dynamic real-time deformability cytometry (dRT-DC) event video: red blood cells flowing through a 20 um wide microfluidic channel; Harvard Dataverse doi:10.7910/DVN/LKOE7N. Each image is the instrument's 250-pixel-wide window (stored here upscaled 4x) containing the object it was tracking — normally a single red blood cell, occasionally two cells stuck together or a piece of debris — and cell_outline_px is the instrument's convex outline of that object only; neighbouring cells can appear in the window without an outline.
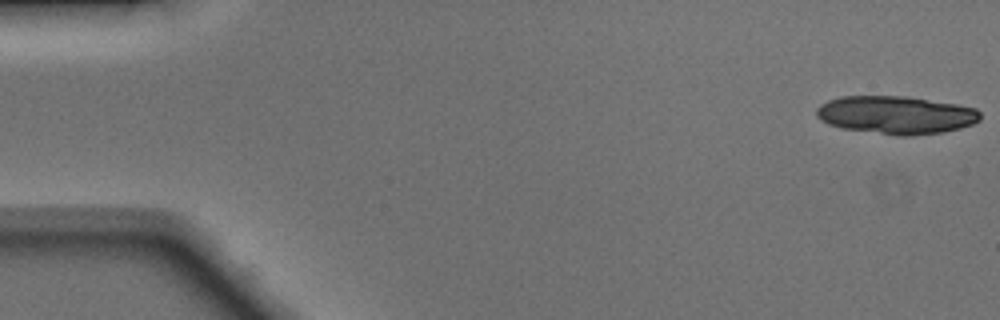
{"species": "Egyptian fruit bat (a non-hibernating species)", "species_latin": "Rousettus aegyptiacus", "temperature_condition": "warm", "stored_images_in_passage": 30, "segment_of_instrument_passage": [1, 2], "camera_frame_rate_fps": 3000, "um_per_image_px": 0.085, "animal": {"sex": "male"}, "frame": {"image": 1, "passage_image": 1, "time_ms": 0.0, "image_size_px": [1000, 320], "cell_outline_px": [[980, 120], [972, 124], [960, 128], [944, 132], [912, 136], [900, 136], [844, 128], [828, 124], [820, 120], [816, 116], [816, 108], [820, 104], [828, 100], [840, 96], [904, 96], [956, 104], [976, 108], [980, 112]], "centroid_in_image_um": [76.15, 9.77], "position_along_channel_um": 8.9, "area_um2": 36.3}}